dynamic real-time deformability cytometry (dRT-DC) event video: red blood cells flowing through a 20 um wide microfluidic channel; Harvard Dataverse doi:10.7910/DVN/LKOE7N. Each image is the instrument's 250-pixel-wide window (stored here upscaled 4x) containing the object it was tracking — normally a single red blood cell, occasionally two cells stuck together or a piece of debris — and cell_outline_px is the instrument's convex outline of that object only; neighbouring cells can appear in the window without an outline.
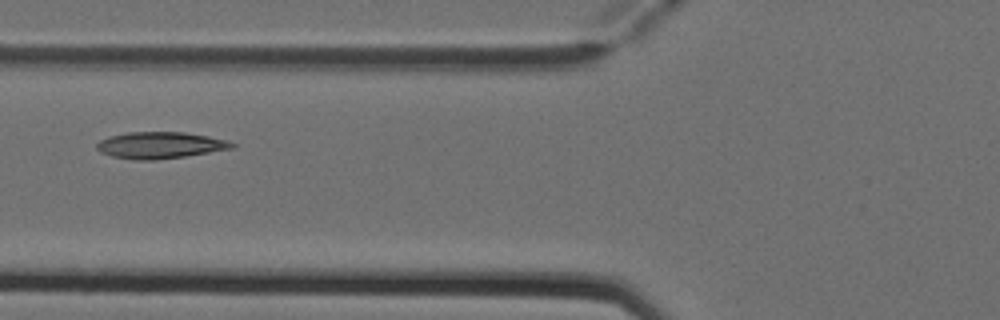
{"species": "Egyptian fruit bat (a non-hibernating species)", "species_latin": "Rousettus aegyptiacus", "temperature_condition": "cold", "stored_images_in_passage": 2, "camera_frame_rate_fps": 3000, "um_per_image_px": 0.085, "animal": {"sex": "female"}, "frame": {"image": 1, "passage_image": 2, "time_ms": 0.333, "image_size_px": [1000, 320], "cell_outline_px": [[236, 148], [184, 156], [156, 160], [132, 160], [112, 156], [100, 152], [96, 148], [96, 144], [100, 140], [108, 136], [128, 132], [184, 132], [208, 136], [228, 140], [236, 144]], "centroid_in_image_um": [13.61, 12.34], "position_along_channel_um": 112.2, "area_um2": 21.1}}